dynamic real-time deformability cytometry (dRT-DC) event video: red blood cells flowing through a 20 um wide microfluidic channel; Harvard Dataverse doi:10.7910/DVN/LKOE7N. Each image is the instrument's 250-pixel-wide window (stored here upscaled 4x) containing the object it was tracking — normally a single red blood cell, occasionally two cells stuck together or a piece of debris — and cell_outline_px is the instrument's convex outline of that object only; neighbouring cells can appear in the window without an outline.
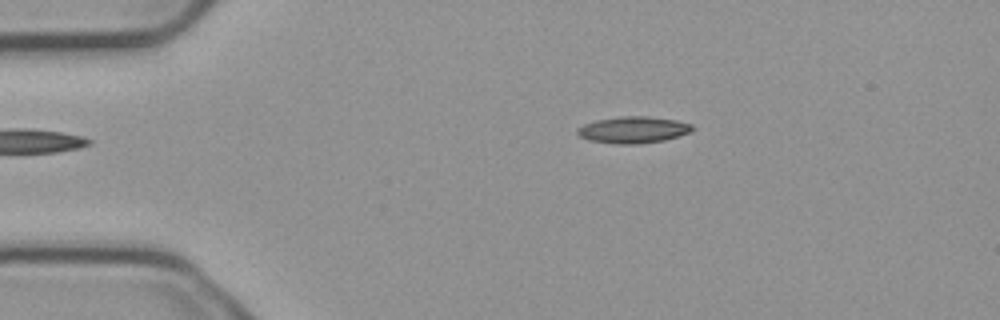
{"species": "common noctule bat (a hibernating species)", "species_latin": "Nyctalus noctula", "temperature_condition": "cold", "stored_images_in_passage": 7, "camera_frame_rate_fps": 3000, "um_per_image_px": 0.085, "animal": {"sex": "male", "body_mass_g": 23.1, "forearm_length_mm": 52.7}, "frame": {"image": 1, "passage_image": 2, "time_ms": 0.333, "image_size_px": [1000, 320], "cell_outline_px": [[696, 128], [692, 132], [664, 140], [636, 144], [620, 144], [588, 140], [580, 136], [576, 132], [576, 128], [584, 124], [596, 120], [620, 116], [648, 116], [676, 120], [692, 124]], "centroid_in_image_um": [53.84, 11.02], "position_along_channel_um": 31.2, "area_um2": 17.92}}
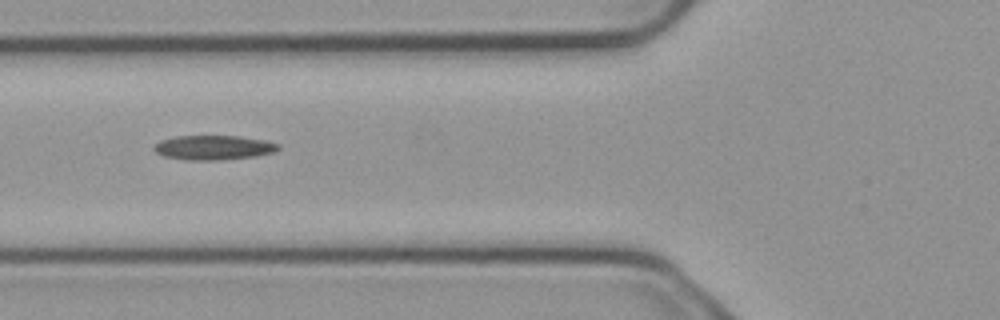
{"frame": {"image": 2, "passage_image": 5, "time_ms": 1.333, "image_size_px": [1000, 320], "cell_outline_px": [[280, 148], [272, 152], [256, 156], [220, 160], [184, 160], [164, 156], [156, 152], [152, 148], [160, 140], [176, 136], [240, 136], [268, 140], [280, 144]], "centroid_in_image_um": [18.17, 12.54], "position_along_channel_um": 107.6, "area_um2": 17.86}}
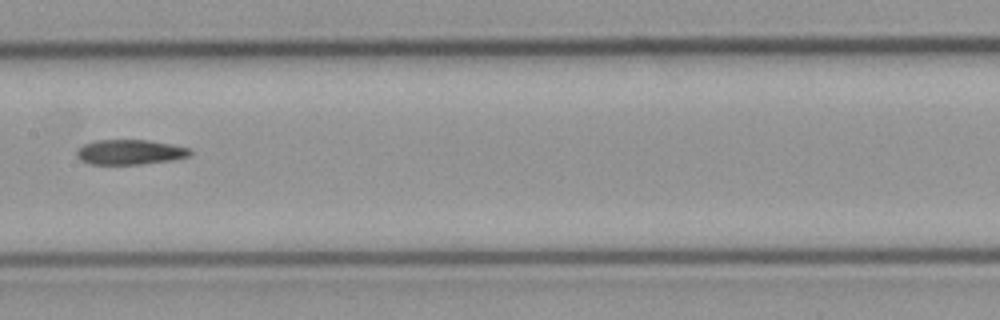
{"frame": {"image": 3, "passage_image": 7, "time_ms": 2.0, "image_size_px": [1000, 320], "cell_outline_px": [[192, 152], [188, 156], [172, 160], [140, 164], [88, 164], [80, 160], [76, 156], [76, 148], [84, 144], [96, 140], [148, 140], [172, 144], [192, 148]], "centroid_in_image_um": [11.02, 12.92], "position_along_channel_um": 196.4, "area_um2": 16.65}}